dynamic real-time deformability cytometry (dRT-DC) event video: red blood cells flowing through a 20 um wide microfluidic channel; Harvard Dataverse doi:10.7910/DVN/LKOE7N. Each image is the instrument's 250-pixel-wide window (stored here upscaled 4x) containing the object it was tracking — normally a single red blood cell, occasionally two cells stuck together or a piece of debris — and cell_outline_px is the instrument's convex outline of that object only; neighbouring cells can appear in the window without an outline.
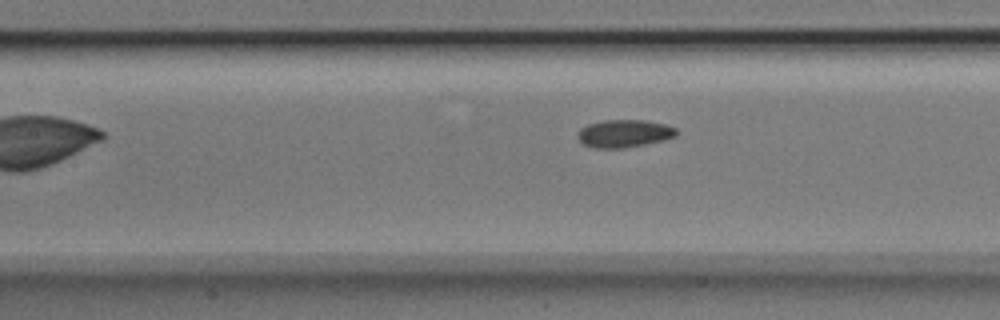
{"species": "Egyptian fruit bat (a non-hibernating species)", "species_latin": "Rousettus aegyptiacus", "temperature_condition": "room temperature", "stored_images_in_passage": 5, "camera_frame_rate_fps": 3000, "um_per_image_px": 0.085, "animal": {"sex": "male"}, "frame": {"image": 1, "passage_image": 5, "time_ms": 1.333, "image_size_px": [1000, 320], "cell_outline_px": [[676, 136], [664, 140], [624, 148], [592, 148], [584, 144], [576, 136], [580, 128], [588, 124], [604, 120], [644, 120], [664, 124], [676, 128]], "centroid_in_image_um": [53.03, 11.35], "position_along_channel_um": 154.4, "area_um2": 15.9}}